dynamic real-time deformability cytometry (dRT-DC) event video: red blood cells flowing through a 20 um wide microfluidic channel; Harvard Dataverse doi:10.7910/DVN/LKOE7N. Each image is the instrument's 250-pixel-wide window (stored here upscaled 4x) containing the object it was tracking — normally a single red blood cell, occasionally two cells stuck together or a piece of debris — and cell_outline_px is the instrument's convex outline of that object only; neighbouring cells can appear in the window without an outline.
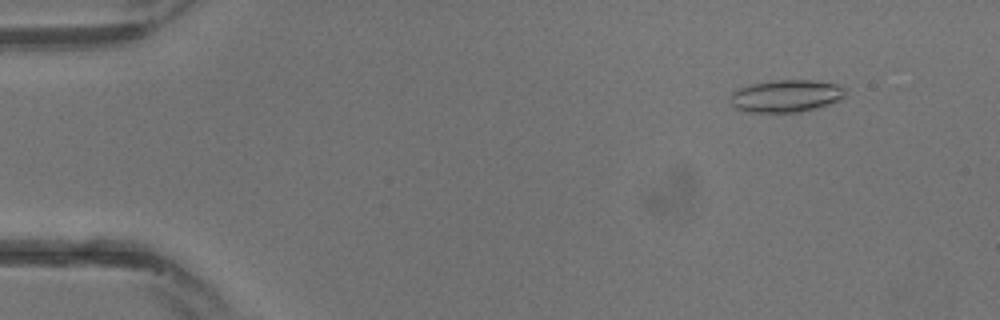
{"species": "common noctule bat (a hibernating species)", "species_latin": "Nyctalus noctula", "temperature_condition": "warm", "stored_images_in_passage": 12, "camera_frame_rate_fps": 3000, "um_per_image_px": 0.085, "animal": {"sex": "male", "body_mass_g": 13.3}, "frame": {"image": 1, "passage_image": 4, "time_ms": 1.0, "image_size_px": [1000, 320], "cell_outline_px": [[844, 96], [840, 100], [816, 108], [800, 112], [748, 112], [736, 108], [732, 104], [728, 96], [732, 92], [740, 88], [752, 84], [772, 80], [812, 80], [836, 84], [844, 88]], "centroid_in_image_um": [66.79, 8.16], "position_along_channel_um": 18.2, "area_um2": 21.62}}
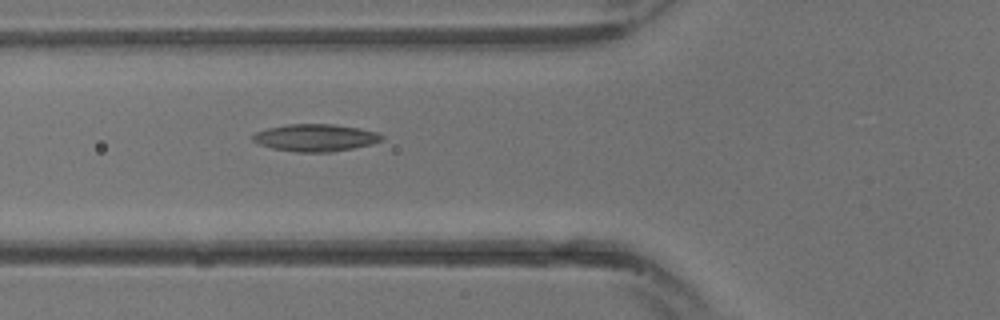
{"frame": {"image": 2, "passage_image": 12, "time_ms": 3.667, "image_size_px": [1000, 320], "cell_outline_px": [[384, 140], [372, 144], [332, 152], [296, 152], [272, 148], [260, 144], [252, 140], [252, 136], [256, 132], [268, 128], [288, 124], [332, 124], [360, 128], [376, 132], [384, 136]], "centroid_in_image_um": [26.84, 11.7], "position_along_channel_um": 99.0, "area_um2": 20.46}}